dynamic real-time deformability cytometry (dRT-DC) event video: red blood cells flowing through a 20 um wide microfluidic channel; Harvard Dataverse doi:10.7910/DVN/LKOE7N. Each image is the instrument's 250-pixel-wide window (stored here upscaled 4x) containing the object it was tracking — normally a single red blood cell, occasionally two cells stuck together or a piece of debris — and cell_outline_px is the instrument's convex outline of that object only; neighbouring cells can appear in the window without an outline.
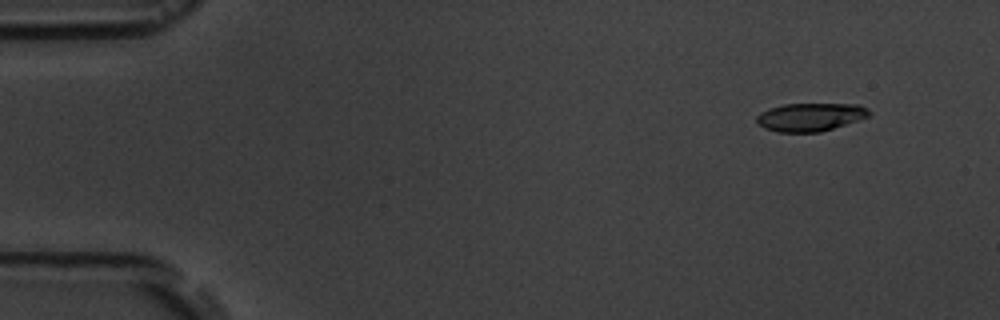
{"species": "common noctule bat (a hibernating species)", "species_latin": "Nyctalus noctula", "temperature_condition": "room temperature", "stored_images_in_passage": 5, "camera_frame_rate_fps": 3000, "um_per_image_px": 0.085, "animal": {"sex": "male", "body_mass_g": 19.5, "forearm_length_mm": 54.6}, "frame": {"image": 1, "passage_image": 2, "time_ms": 1.333, "image_size_px": [1000, 320], "cell_outline_px": [[872, 112], [868, 116], [820, 132], [776, 132], [764, 128], [756, 124], [756, 116], [760, 112], [768, 108], [784, 104], [860, 104], [868, 108]], "centroid_in_image_um": [68.82, 9.94], "position_along_channel_um": 16.2, "area_um2": 18.5}}
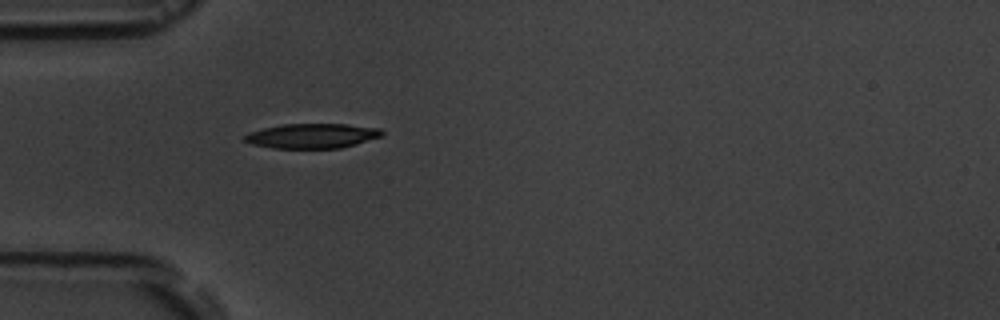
{"frame": {"image": 2, "passage_image": 5, "time_ms": 5.333, "image_size_px": [1000, 320], "cell_outline_px": [[384, 132], [380, 136], [356, 144], [340, 148], [272, 148], [252, 144], [244, 140], [244, 136], [248, 132], [264, 128], [284, 124], [348, 124], [380, 128]], "centroid_in_image_um": [26.52, 11.54], "position_along_channel_um": 58.5, "area_um2": 19.71}}